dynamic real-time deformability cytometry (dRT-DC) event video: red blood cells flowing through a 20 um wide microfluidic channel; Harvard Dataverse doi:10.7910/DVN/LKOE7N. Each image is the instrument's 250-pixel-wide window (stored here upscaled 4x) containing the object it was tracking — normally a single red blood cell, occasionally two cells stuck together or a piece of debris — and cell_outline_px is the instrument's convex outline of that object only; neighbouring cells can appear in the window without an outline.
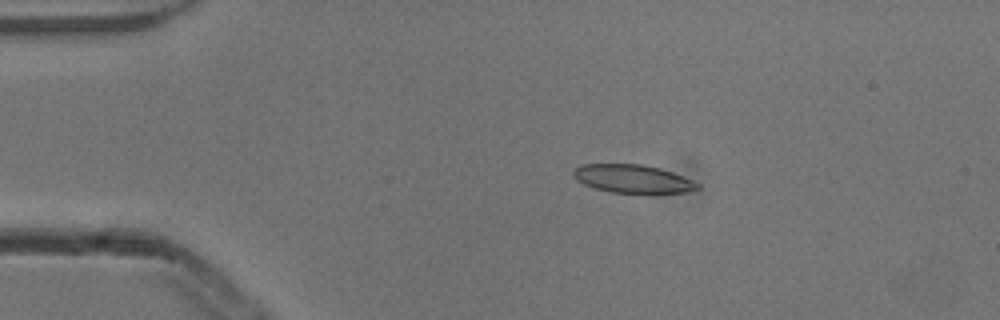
{"species": "common noctule bat (a hibernating species)", "species_latin": "Nyctalus noctula", "temperature_condition": "cold", "stored_images_in_passage": 8, "camera_frame_rate_fps": 3000, "um_per_image_px": 0.085, "animal": {"sex": "male", "body_mass_g": 13.3}, "frame": {"image": 1, "passage_image": 3, "time_ms": 0.667, "image_size_px": [1000, 320], "cell_outline_px": [[700, 188], [688, 192], [612, 192], [596, 188], [584, 184], [576, 180], [572, 176], [572, 172], [580, 164], [644, 164], [660, 168], [672, 172], [692, 180], [700, 184]], "centroid_in_image_um": [53.76, 15.18], "position_along_channel_um": 31.2, "area_um2": 20.23}}
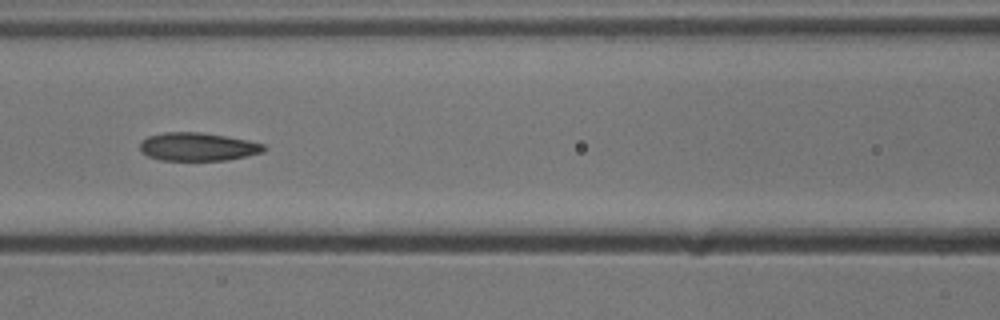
{"frame": {"image": 2, "passage_image": 6, "time_ms": 1.667, "image_size_px": [1000, 320], "cell_outline_px": [[268, 148], [264, 152], [228, 160], [160, 160], [148, 156], [140, 152], [140, 140], [148, 136], [164, 132], [200, 132], [248, 140], [264, 144]], "centroid_in_image_um": [16.8, 12.47], "position_along_channel_um": 149.8, "area_um2": 20.52}}
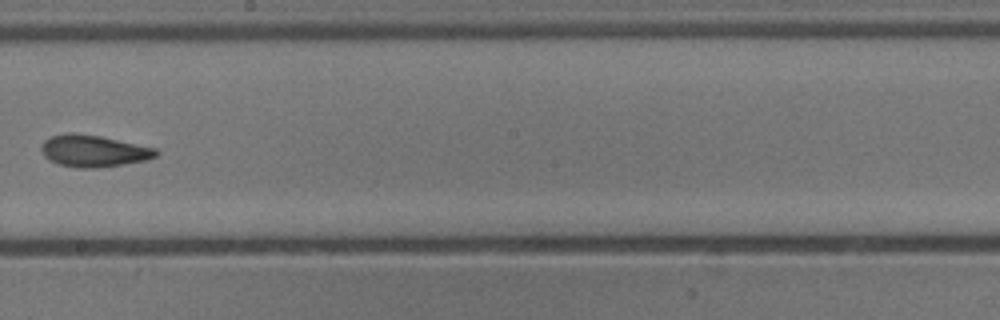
{"frame": {"image": 3, "passage_image": 8, "time_ms": 2.333, "image_size_px": [1000, 320], "cell_outline_px": [[160, 152], [156, 156], [148, 160], [124, 164], [96, 168], [76, 168], [60, 164], [44, 156], [40, 148], [40, 144], [44, 140], [52, 136], [64, 132], [76, 132], [100, 136], [156, 148]], "centroid_in_image_um": [7.95, 12.82], "position_along_channel_um": 240.2, "area_um2": 21.44}}